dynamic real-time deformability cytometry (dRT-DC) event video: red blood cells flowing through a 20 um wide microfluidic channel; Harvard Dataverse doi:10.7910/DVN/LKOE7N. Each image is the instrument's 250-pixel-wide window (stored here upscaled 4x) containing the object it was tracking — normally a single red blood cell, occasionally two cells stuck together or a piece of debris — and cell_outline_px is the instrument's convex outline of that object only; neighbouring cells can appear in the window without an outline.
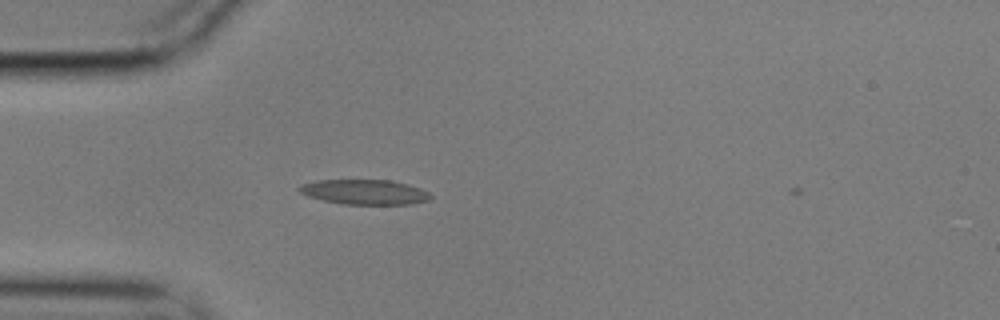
{"species": "common noctule bat (a hibernating species)", "species_latin": "Nyctalus noctula", "temperature_condition": "cold", "stored_images_in_passage": 41, "camera_frame_rate_fps": 3000, "um_per_image_px": 0.085, "animal": {"sex": "male", "body_mass_g": 17.9}, "frame": {"image": 1, "passage_image": 3, "time_ms": 0.667, "image_size_px": [1000, 320], "cell_outline_px": [[432, 196], [428, 200], [412, 204], [344, 204], [324, 200], [308, 196], [300, 192], [296, 188], [300, 184], [316, 180], [388, 180], [408, 184], [420, 188], [428, 192]], "centroid_in_image_um": [30.97, 16.31], "position_along_channel_um": 54.0, "area_um2": 19.02}}
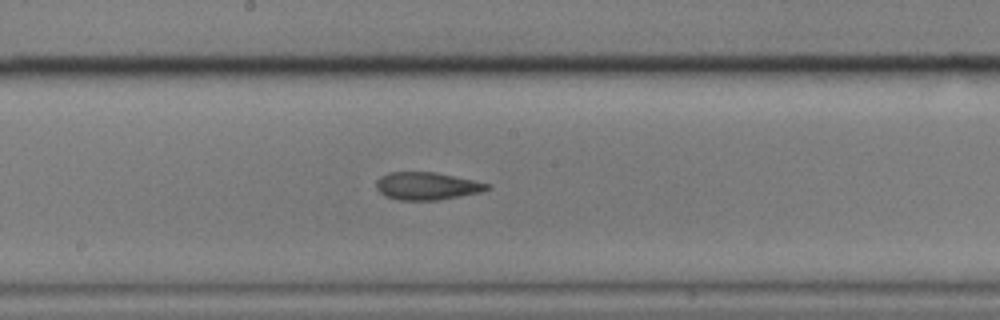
{"frame": {"image": 2, "passage_image": 17, "time_ms": 5.333, "image_size_px": [1000, 320], "cell_outline_px": [[492, 188], [480, 192], [440, 200], [400, 200], [384, 196], [376, 188], [376, 180], [380, 176], [388, 172], [436, 172], [492, 184]], "centroid_in_image_um": [36.29, 15.81], "position_along_channel_um": 211.9, "area_um2": 18.03}}
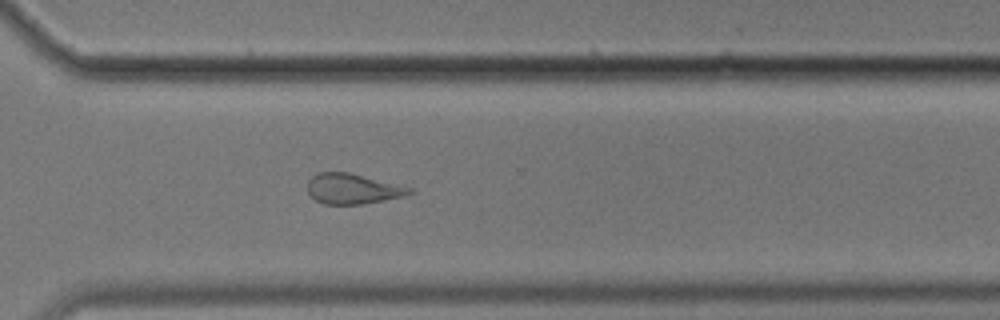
{"frame": {"image": 3, "passage_image": 28, "time_ms": 9.0, "image_size_px": [1000, 320], "cell_outline_px": [[416, 192], [404, 196], [364, 204], [324, 204], [316, 200], [308, 192], [308, 180], [316, 172], [348, 172], [412, 188]], "centroid_in_image_um": [29.97, 16.05], "position_along_channel_um": 340.6, "area_um2": 17.92}}